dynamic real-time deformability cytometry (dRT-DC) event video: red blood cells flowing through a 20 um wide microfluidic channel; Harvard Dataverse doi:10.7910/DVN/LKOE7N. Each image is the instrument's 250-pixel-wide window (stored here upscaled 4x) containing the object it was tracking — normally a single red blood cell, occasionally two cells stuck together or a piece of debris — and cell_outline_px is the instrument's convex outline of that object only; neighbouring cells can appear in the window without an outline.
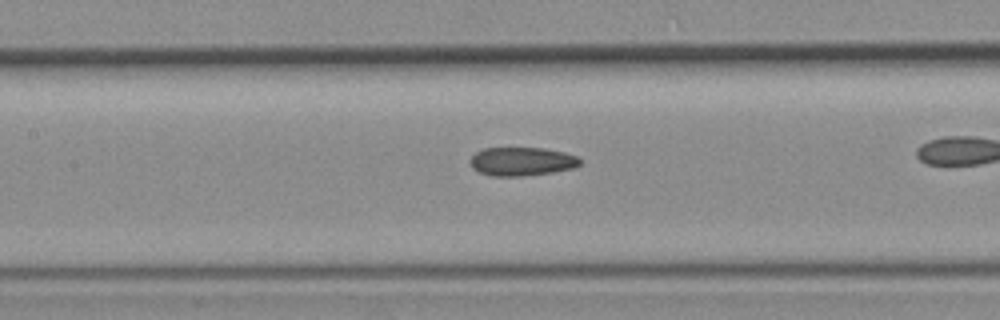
{"species": "common noctule bat (a hibernating species)", "species_latin": "Nyctalus noctula", "temperature_condition": "room temperature", "stored_images_in_passage": 33, "camera_frame_rate_fps": 3000, "um_per_image_px": 0.085, "animal": {"sex": "female", "body_mass_g": 19.3, "forearm_length_mm": 54.1}, "frame": {"image": 1, "passage_image": 19, "time_ms": 6.0, "image_size_px": [1000, 320], "cell_outline_px": [[580, 164], [576, 168], [552, 172], [520, 176], [492, 176], [480, 172], [472, 168], [468, 160], [476, 152], [484, 148], [544, 148], [564, 152], [576, 156], [580, 160]], "centroid_in_image_um": [44.34, 13.72], "position_along_channel_um": 163.1, "area_um2": 18.32}}
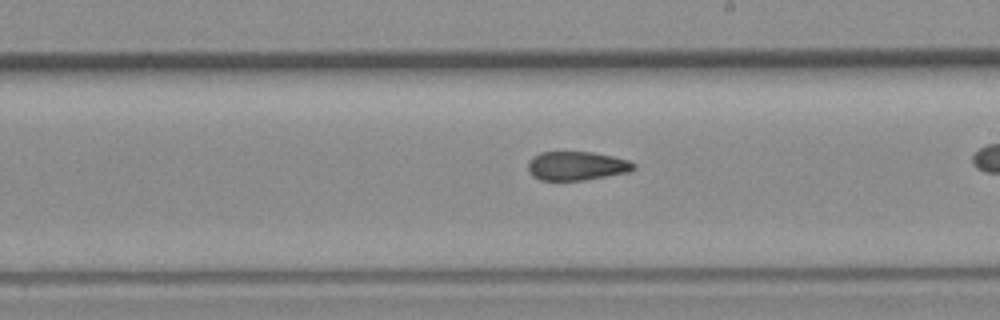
{"frame": {"image": 2, "passage_image": 24, "time_ms": 7.667, "image_size_px": [1000, 320], "cell_outline_px": [[636, 168], [628, 172], [580, 180], [540, 180], [532, 176], [528, 168], [528, 164], [532, 156], [540, 152], [592, 152], [612, 156], [628, 160], [636, 164]], "centroid_in_image_um": [49.0, 14.09], "position_along_channel_um": 240.0, "area_um2": 17.63}}